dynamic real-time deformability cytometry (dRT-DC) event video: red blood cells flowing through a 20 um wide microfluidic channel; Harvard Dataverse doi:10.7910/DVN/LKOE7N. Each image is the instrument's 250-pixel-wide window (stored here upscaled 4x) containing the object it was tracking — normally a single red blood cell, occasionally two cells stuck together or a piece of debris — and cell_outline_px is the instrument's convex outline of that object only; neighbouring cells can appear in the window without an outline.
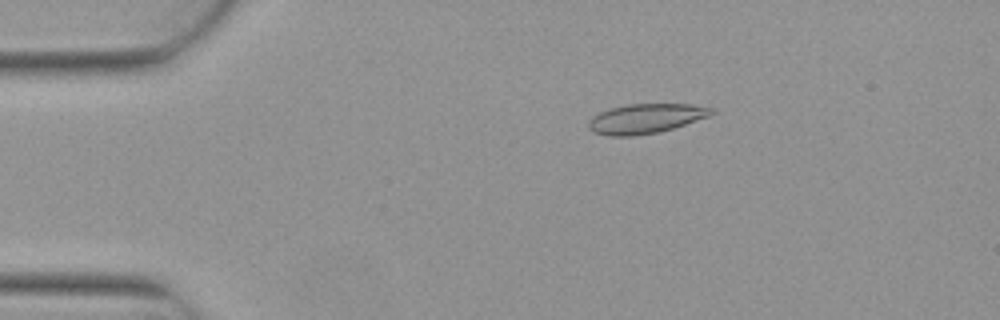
{"species": "Egyptian fruit bat (a non-hibernating species)", "species_latin": "Rousettus aegyptiacus", "temperature_condition": "warm", "stored_images_in_passage": 6, "camera_frame_rate_fps": 3000, "um_per_image_px": 0.085, "animal": {"sex": "female"}, "frame": {"image": 1, "passage_image": 3, "time_ms": 0.667, "image_size_px": [1000, 320], "cell_outline_px": [[716, 112], [708, 116], [672, 128], [656, 132], [632, 136], [608, 136], [592, 132], [588, 128], [588, 120], [592, 116], [600, 112], [612, 108], [628, 104], [692, 104], [716, 108]], "centroid_in_image_um": [54.87, 10.07], "position_along_channel_um": 30.1, "area_um2": 21.15}}
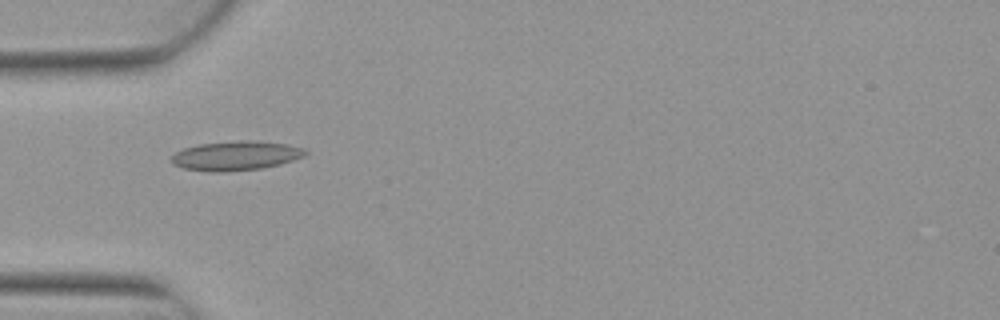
{"frame": {"image": 2, "passage_image": 5, "time_ms": 1.333, "image_size_px": [1000, 320], "cell_outline_px": [[308, 152], [304, 156], [280, 164], [260, 168], [224, 172], [212, 172], [184, 168], [172, 164], [172, 156], [176, 152], [184, 148], [200, 144], [236, 140], [248, 140], [288, 144], [304, 148]], "centroid_in_image_um": [20.05, 13.23], "position_along_channel_um": 64.9, "area_um2": 22.77}}
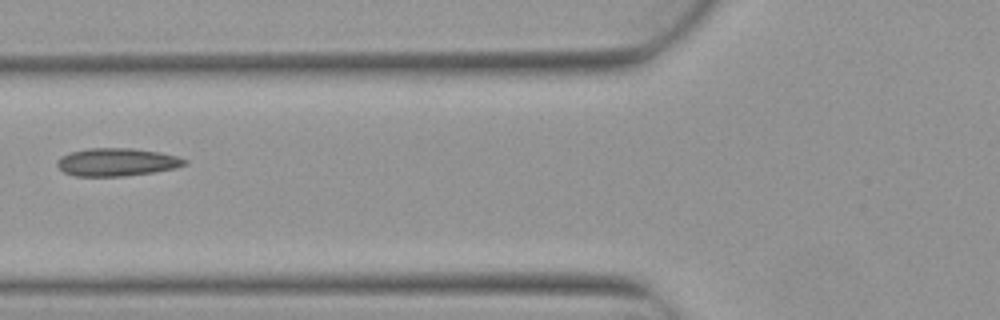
{"frame": {"image": 3, "passage_image": 6, "time_ms": 1.667, "image_size_px": [1000, 320], "cell_outline_px": [[188, 164], [176, 168], [152, 172], [124, 176], [76, 176], [64, 172], [56, 164], [56, 160], [60, 156], [72, 152], [88, 148], [132, 148], [160, 152], [176, 156], [188, 160]], "centroid_in_image_um": [9.94, 13.77], "position_along_channel_um": 115.9, "area_um2": 20.75}}